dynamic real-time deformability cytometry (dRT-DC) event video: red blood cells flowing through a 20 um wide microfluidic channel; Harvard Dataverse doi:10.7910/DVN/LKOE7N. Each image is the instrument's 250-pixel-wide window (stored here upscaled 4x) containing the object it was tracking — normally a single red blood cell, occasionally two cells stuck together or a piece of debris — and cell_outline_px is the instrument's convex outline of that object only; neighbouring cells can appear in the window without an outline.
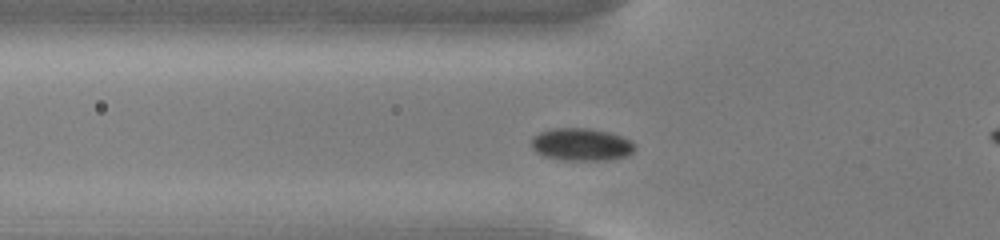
{"species": "common noctule bat (a hibernating species)", "species_latin": "Nyctalus noctula", "temperature_condition": "cold", "stored_images_in_passage": 47, "camera_frame_rate_fps": 3000, "um_per_image_px": 0.085, "animal": {"sex": "male", "body_mass_g": 13.0, "forearm_length_mm": 53.1}, "frame": {"image": 1, "passage_image": 10, "time_ms": 3.0, "image_size_px": [1000, 240], "cell_outline_px": [[636, 148], [632, 152], [624, 156], [608, 160], [564, 160], [544, 156], [536, 152], [532, 148], [532, 136], [540, 132], [552, 128], [588, 128], [608, 132], [632, 140], [636, 144]], "centroid_in_image_um": [49.41, 12.28], "position_along_channel_um": 76.4, "area_um2": 19.65}}
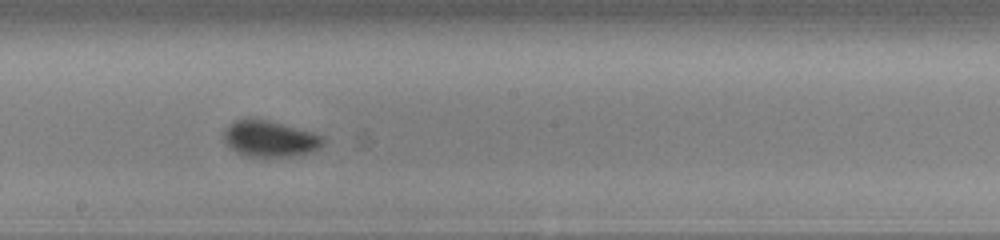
{"frame": {"image": 2, "passage_image": 22, "time_ms": 7.0, "image_size_px": [1000, 240], "cell_outline_px": [[324, 144], [320, 148], [312, 152], [288, 156], [248, 156], [236, 152], [224, 140], [224, 128], [232, 120], [244, 116], [252, 116], [268, 120], [312, 132], [320, 136], [324, 140]], "centroid_in_image_um": [22.88, 11.74], "position_along_channel_um": 225.3, "area_um2": 21.15}}
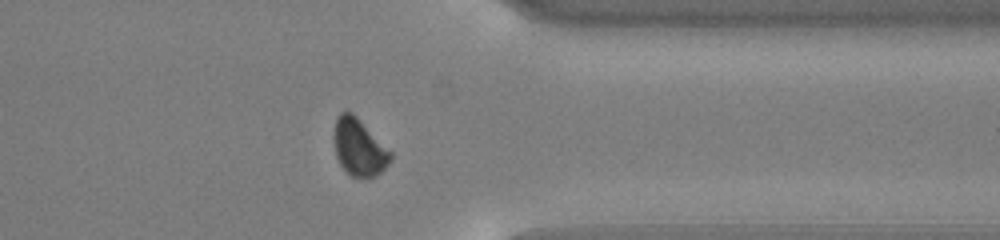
{"frame": {"image": 3, "passage_image": 35, "time_ms": 11.333, "image_size_px": [1000, 240], "cell_outline_px": [[392, 160], [376, 176], [352, 176], [340, 164], [336, 156], [332, 136], [336, 116], [340, 112], [352, 112], [392, 152]], "centroid_in_image_um": [30.49, 12.49], "position_along_channel_um": 380.9, "area_um2": 18.73}}